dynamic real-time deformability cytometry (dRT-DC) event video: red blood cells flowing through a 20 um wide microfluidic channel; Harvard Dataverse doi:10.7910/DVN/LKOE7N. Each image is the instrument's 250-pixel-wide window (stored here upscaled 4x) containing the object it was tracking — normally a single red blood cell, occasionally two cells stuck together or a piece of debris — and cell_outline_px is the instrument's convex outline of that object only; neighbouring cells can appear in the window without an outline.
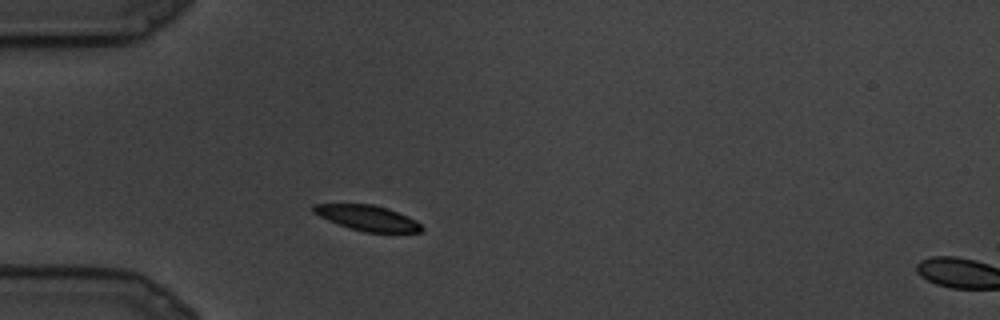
{"species": "common noctule bat (a hibernating species)", "species_latin": "Nyctalus noctula", "temperature_condition": "cold", "stored_images_in_passage": 4, "camera_frame_rate_fps": 3000, "um_per_image_px": 0.085, "animal": {"sex": "male", "body_mass_g": 19.5, "forearm_length_mm": 54.6}, "frame": {"image": 1, "passage_image": 3, "time_ms": 0.667, "image_size_px": [1000, 320], "cell_outline_px": [[424, 228], [420, 232], [364, 232], [348, 228], [328, 220], [312, 212], [312, 204], [372, 204], [408, 216], [416, 220]], "centroid_in_image_um": [31.21, 18.53], "position_along_channel_um": 53.8, "area_um2": 15.84}}